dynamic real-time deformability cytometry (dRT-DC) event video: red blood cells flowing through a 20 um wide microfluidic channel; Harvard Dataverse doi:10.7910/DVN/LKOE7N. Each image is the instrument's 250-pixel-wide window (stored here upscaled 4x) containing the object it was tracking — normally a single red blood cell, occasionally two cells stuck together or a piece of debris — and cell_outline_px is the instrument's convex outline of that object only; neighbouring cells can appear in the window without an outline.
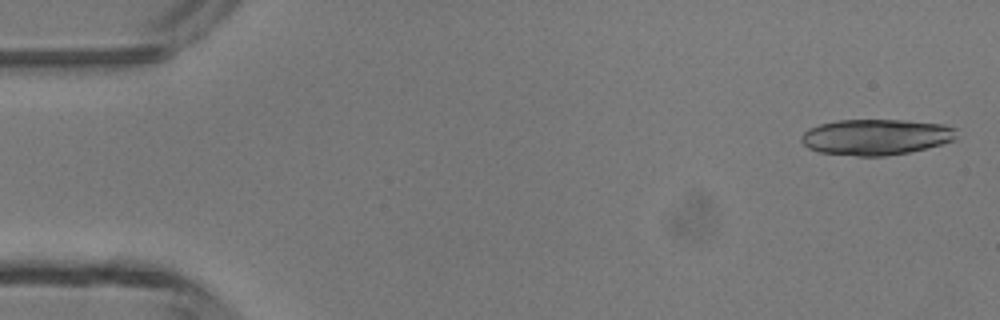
{"species": "common noctule bat (a hibernating species)", "species_latin": "Nyctalus noctula", "temperature_condition": "room temperature", "stored_images_in_passage": 13, "camera_frame_rate_fps": 3000, "um_per_image_px": 0.085, "animal": {"sex": "male", "body_mass_g": 13.3}, "frame": {"image": 1, "passage_image": 2, "time_ms": 0.333, "image_size_px": [1000, 320], "cell_outline_px": [[956, 140], [908, 152], [884, 156], [856, 156], [820, 152], [808, 148], [800, 140], [800, 136], [808, 128], [820, 124], [836, 120], [904, 120], [944, 124], [956, 128]], "centroid_in_image_um": [74.44, 11.64], "position_along_channel_um": 10.6, "area_um2": 32.48}}